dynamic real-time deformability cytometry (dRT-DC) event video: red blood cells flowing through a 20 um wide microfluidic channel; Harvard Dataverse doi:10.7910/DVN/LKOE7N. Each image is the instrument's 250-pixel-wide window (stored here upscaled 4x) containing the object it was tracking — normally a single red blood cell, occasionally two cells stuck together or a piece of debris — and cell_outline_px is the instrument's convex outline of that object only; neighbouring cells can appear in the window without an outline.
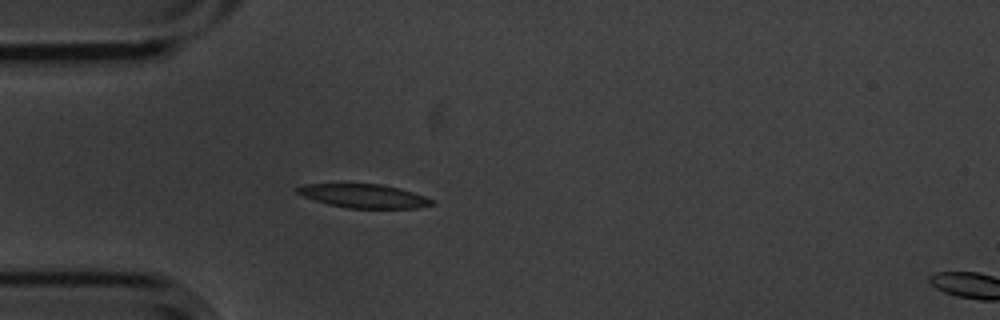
{"species": "common noctule bat (a hibernating species)", "species_latin": "Nyctalus noctula", "temperature_condition": "cold", "stored_images_in_passage": 5, "segment_of_instrument_passage": [1, 2], "camera_frame_rate_fps": 3000, "um_per_image_px": 0.085, "animal": {"sex": "male", "body_mass_g": 20.1, "forearm_length_mm": 53.5}, "frame": {"image": 1, "passage_image": 4, "time_ms": 1.0, "image_size_px": [1000, 320], "cell_outline_px": [[436, 204], [416, 208], [348, 208], [328, 204], [304, 196], [296, 192], [296, 188], [304, 184], [380, 184], [400, 188], [424, 196], [432, 200]], "centroid_in_image_um": [30.94, 16.66], "position_along_channel_um": 54.1, "area_um2": 18.38}}